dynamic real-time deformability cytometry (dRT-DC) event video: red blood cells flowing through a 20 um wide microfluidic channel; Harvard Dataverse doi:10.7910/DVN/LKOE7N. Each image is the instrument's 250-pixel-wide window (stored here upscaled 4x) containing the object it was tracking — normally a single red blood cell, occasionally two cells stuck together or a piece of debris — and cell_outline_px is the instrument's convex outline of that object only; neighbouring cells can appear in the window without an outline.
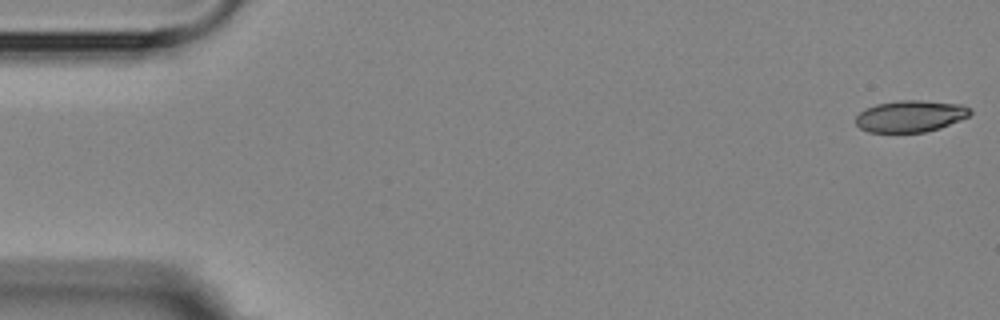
{"species": "Egyptian fruit bat (a non-hibernating species)", "species_latin": "Rousettus aegyptiacus", "temperature_condition": "room temperature", "stored_images_in_passage": 4, "segment_of_instrument_passage": [2, 2], "camera_frame_rate_fps": 3000, "um_per_image_px": 0.085, "animal": {"sex": "female"}, "frame": {"image": 1, "passage_image": 4, "time_ms": 3.667, "image_size_px": [1000, 320], "cell_outline_px": [[972, 112], [968, 116], [960, 120], [940, 128], [924, 132], [868, 132], [860, 128], [856, 124], [856, 116], [864, 108], [876, 104], [896, 100], [920, 100], [964, 104], [972, 108]], "centroid_in_image_um": [77.4, 9.86], "position_along_channel_um": 7.6, "area_um2": 21.33}}